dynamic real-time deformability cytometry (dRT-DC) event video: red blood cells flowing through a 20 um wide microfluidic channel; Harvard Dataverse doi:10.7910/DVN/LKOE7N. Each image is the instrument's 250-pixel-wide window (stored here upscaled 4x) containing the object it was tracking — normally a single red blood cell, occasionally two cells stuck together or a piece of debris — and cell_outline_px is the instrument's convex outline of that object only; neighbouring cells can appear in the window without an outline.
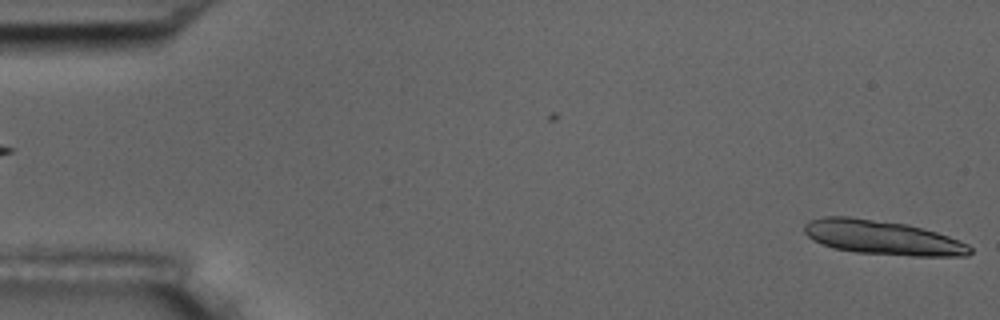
{"species": "common noctule bat (a hibernating species)", "species_latin": "Nyctalus noctula", "temperature_condition": "room temperature", "stored_images_in_passage": 6, "segment_of_instrument_passage": [2, 2], "camera_frame_rate_fps": 3000, "um_per_image_px": 0.085, "animal": {"sex": "male", "body_mass_g": 17.5, "forearm_length_mm": 52.3}, "frame": {"image": 1, "passage_image": 6, "time_ms": 1.667, "image_size_px": [1000, 320], "cell_outline_px": [[972, 252], [968, 256], [912, 256], [856, 252], [832, 248], [812, 240], [804, 232], [804, 224], [812, 220], [824, 216], [848, 216], [908, 224], [936, 232], [948, 236], [968, 244], [972, 248]], "centroid_in_image_um": [75.01, 20.19], "position_along_channel_um": 10.0, "area_um2": 33.18}}